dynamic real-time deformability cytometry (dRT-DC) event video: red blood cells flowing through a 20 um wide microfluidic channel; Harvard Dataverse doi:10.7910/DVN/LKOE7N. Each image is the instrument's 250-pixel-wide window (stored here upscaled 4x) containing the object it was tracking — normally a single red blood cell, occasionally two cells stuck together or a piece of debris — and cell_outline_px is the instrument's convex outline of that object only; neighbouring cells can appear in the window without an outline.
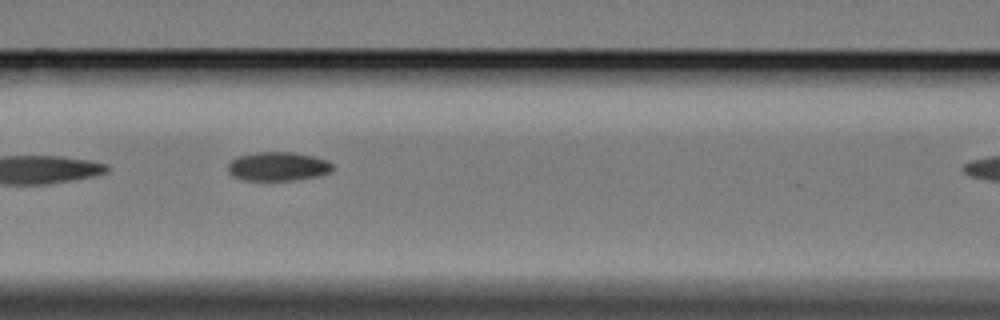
{"species": "Egyptian fruit bat (a non-hibernating species)", "species_latin": "Rousettus aegyptiacus", "temperature_condition": "cold", "stored_images_in_passage": 14, "camera_frame_rate_fps": 3000, "um_per_image_px": 0.085, "animal": {"sex": "female"}, "frame": {"image": 1, "passage_image": 5, "time_ms": 5.667, "image_size_px": [1000, 320], "cell_outline_px": [[336, 168], [332, 172], [316, 176], [292, 180], [240, 180], [232, 176], [228, 172], [228, 164], [232, 160], [240, 156], [256, 152], [292, 152], [316, 156], [328, 160]], "centroid_in_image_um": [23.66, 14.14], "position_along_channel_um": 142.9, "area_um2": 17.8}}
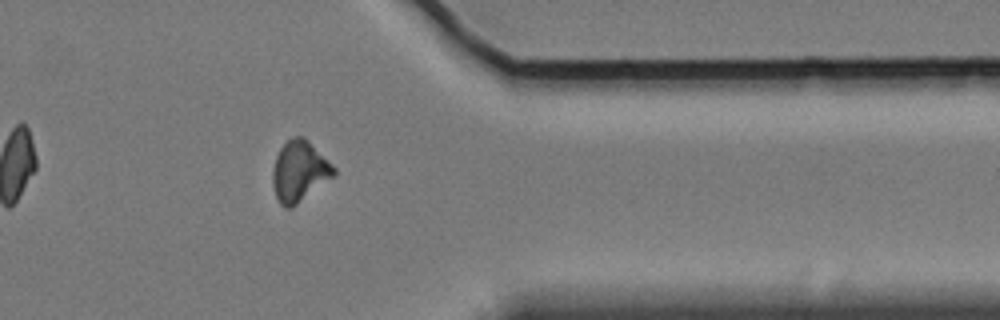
{"frame": {"image": 2, "passage_image": 12, "time_ms": 15.0, "image_size_px": [1000, 320], "cell_outline_px": [[336, 176], [292, 208], [284, 208], [280, 204], [276, 196], [272, 184], [272, 172], [276, 156], [280, 148], [292, 136], [304, 136], [336, 168]], "centroid_in_image_um": [25.46, 14.58], "position_along_channel_um": 385.9, "area_um2": 21.91}, "authors_computed_cell_mechanics": {"area_um2": 21.3282, "velocity_mm_per_s": 3.3862, "shape_relaxation_time_tau1_ms": null, "shape_relaxation_time_tau2_ms": 1.6853, "deformation_change_tau1": null, "deformation_change_tau2": 0.0778}}